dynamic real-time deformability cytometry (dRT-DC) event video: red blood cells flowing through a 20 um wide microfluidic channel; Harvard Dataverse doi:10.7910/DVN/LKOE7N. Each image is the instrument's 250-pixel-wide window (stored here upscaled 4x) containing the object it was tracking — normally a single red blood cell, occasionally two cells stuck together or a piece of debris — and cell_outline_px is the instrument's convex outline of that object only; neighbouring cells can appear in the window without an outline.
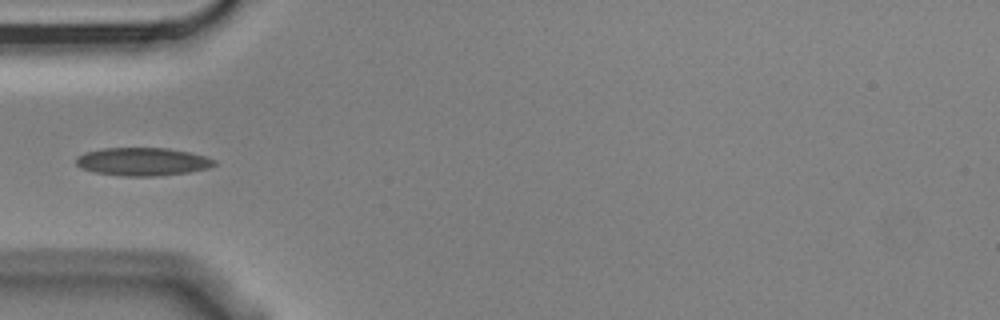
{"species": "Egyptian fruit bat (a non-hibernating species)", "species_latin": "Rousettus aegyptiacus", "temperature_condition": "cold", "stored_images_in_passage": 3, "camera_frame_rate_fps": 3000, "um_per_image_px": 0.085, "animal": {"sex": "male"}, "frame": {"image": 1, "passage_image": 1, "time_ms": 0.0, "image_size_px": [1000, 320], "cell_outline_px": [[216, 164], [208, 168], [188, 172], [156, 176], [120, 176], [92, 172], [80, 168], [76, 164], [76, 156], [84, 152], [104, 148], [168, 148], [188, 152], [204, 156], [216, 160]], "centroid_in_image_um": [12.07, 13.74], "position_along_channel_um": 72.9, "area_um2": 22.72}}
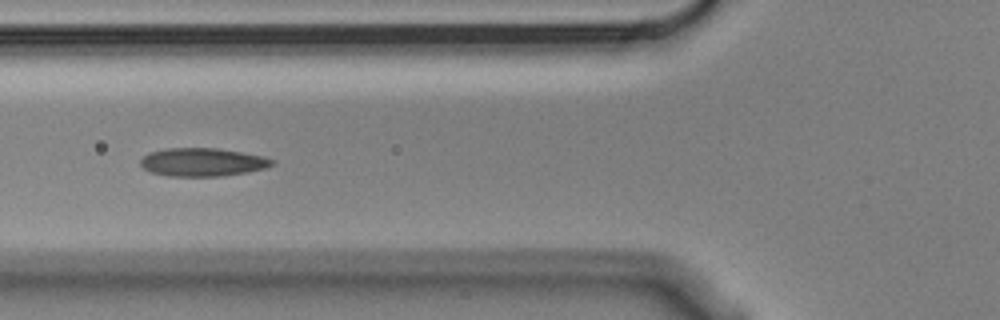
{"frame": {"image": 2, "passage_image": 2, "time_ms": 0.333, "image_size_px": [1000, 320], "cell_outline_px": [[276, 160], [272, 164], [264, 168], [224, 176], [168, 176], [152, 172], [144, 168], [140, 164], [140, 160], [148, 152], [164, 148], [216, 148], [264, 156]], "centroid_in_image_um": [17.18, 13.77], "position_along_channel_um": 108.6, "area_um2": 21.56}}
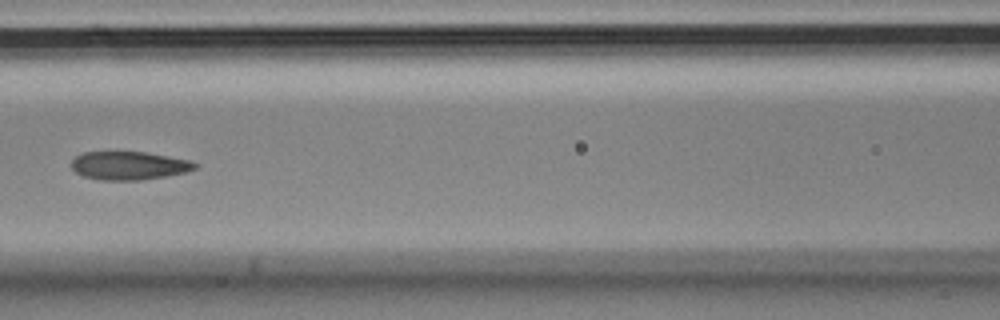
{"frame": {"image": 3, "passage_image": 3, "time_ms": 0.667, "image_size_px": [1000, 320], "cell_outline_px": [[200, 164], [196, 168], [188, 172], [168, 176], [140, 180], [100, 180], [84, 176], [76, 172], [72, 168], [72, 160], [76, 156], [84, 152], [144, 152], [192, 160]], "centroid_in_image_um": [11.03, 14.08], "position_along_channel_um": 155.6, "area_um2": 20.52}}